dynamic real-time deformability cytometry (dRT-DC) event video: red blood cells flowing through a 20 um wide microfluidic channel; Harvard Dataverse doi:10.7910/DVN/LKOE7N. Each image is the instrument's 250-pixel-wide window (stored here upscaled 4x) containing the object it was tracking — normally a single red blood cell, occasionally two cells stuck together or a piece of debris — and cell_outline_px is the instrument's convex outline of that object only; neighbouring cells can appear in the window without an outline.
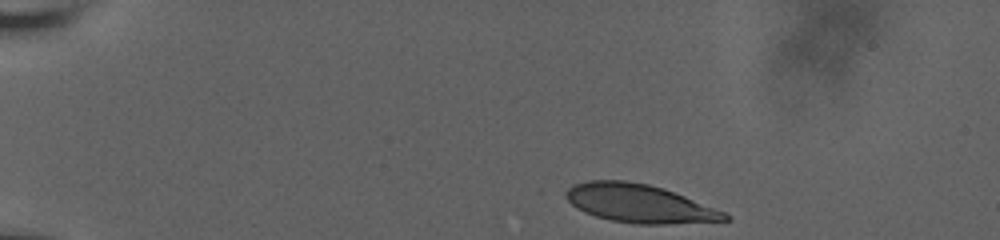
{"species": "human", "species_latin": "Homo sapiens", "temperature_condition": "room temperature", "stored_images_in_passage": 41, "camera_frame_rate_fps": 3000, "um_per_image_px": 0.085, "donor": {"sex": "male"}, "frame": {"image": 1, "passage_image": 1, "time_ms": 0.0, "image_size_px": [1000, 240], "cell_outline_px": [[732, 220], [668, 224], [636, 224], [612, 220], [596, 216], [584, 212], [576, 208], [564, 196], [564, 192], [568, 188], [576, 184], [588, 180], [624, 180], [648, 184], [664, 188], [724, 212], [732, 216]], "centroid_in_image_um": [54.33, 17.3], "position_along_channel_um": 30.7, "area_um2": 35.37}}
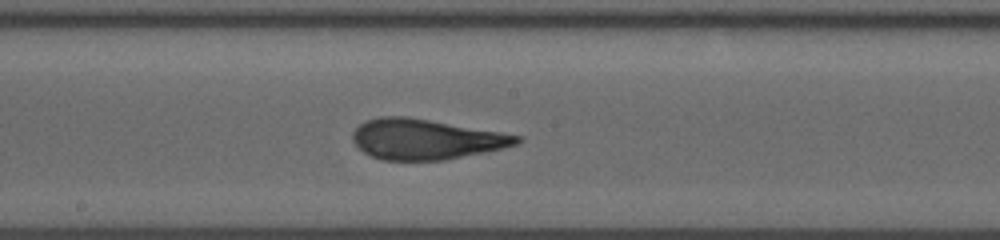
{"frame": {"image": 2, "passage_image": 23, "time_ms": 7.333, "image_size_px": [1000, 240], "cell_outline_px": [[524, 140], [516, 144], [504, 148], [444, 160], [384, 160], [372, 156], [364, 152], [352, 140], [352, 132], [364, 120], [380, 116], [404, 116], [524, 136]], "centroid_in_image_um": [36.18, 11.83], "position_along_channel_um": 212.0, "area_um2": 38.32}}
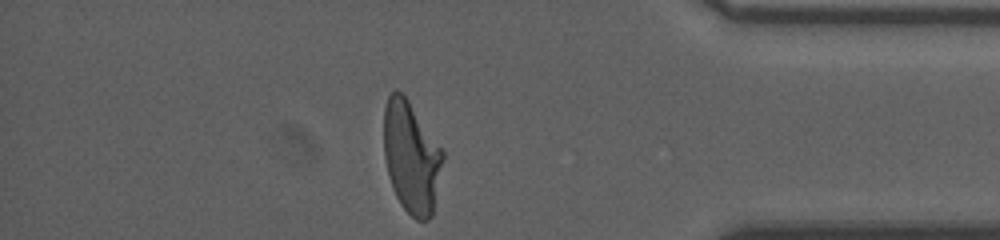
{"frame": {"image": 3, "passage_image": 40, "time_ms": 13.0, "image_size_px": [1000, 240], "cell_outline_px": [[444, 160], [432, 216], [428, 220], [416, 220], [400, 204], [392, 188], [388, 176], [384, 156], [384, 108], [388, 96], [392, 92], [400, 92], [408, 100], [444, 152]], "centroid_in_image_um": [34.96, 13.4], "position_along_channel_um": 400.2, "area_um2": 38.26}, "authors_computed_cell_mechanics": {"area_um2": 37.7434, "velocity_mm_per_s": 3.7546, "shape_relaxation_time_tau1_ms": 5.8378, "shape_relaxation_time_tau2_ms": 1.0066, "deformation_change_tau1": 0.2175, "deformation_change_tau2": 0.086}}